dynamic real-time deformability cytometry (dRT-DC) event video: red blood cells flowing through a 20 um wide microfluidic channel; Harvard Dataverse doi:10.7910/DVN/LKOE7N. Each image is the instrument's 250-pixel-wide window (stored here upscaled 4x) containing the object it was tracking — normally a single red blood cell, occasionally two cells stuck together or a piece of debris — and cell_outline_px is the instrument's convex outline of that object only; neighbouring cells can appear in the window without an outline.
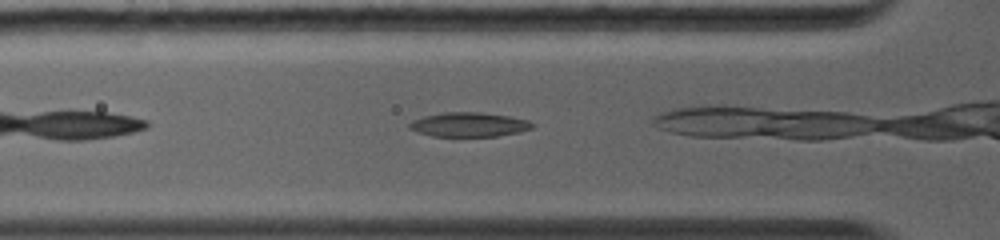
{"species": "common noctule bat (a hibernating species)", "species_latin": "Nyctalus noctula", "temperature_condition": "warm", "stored_images_in_passage": 2, "camera_frame_rate_fps": 5000, "um_per_image_px": 0.085, "animal": {"sex": "female", "body_mass_g": 19.0, "forearm_length_mm": 56.7}, "frame": {"image": 1, "passage_image": 2, "time_ms": 0.6, "image_size_px": [1000, 240], "cell_outline_px": [[536, 124], [532, 128], [516, 132], [496, 136], [432, 136], [408, 128], [408, 124], [412, 120], [424, 116], [444, 112], [480, 112], [508, 116], [528, 120]], "centroid_in_image_um": [39.85, 10.58], "position_along_channel_um": 85.9, "area_um2": 17.28}}